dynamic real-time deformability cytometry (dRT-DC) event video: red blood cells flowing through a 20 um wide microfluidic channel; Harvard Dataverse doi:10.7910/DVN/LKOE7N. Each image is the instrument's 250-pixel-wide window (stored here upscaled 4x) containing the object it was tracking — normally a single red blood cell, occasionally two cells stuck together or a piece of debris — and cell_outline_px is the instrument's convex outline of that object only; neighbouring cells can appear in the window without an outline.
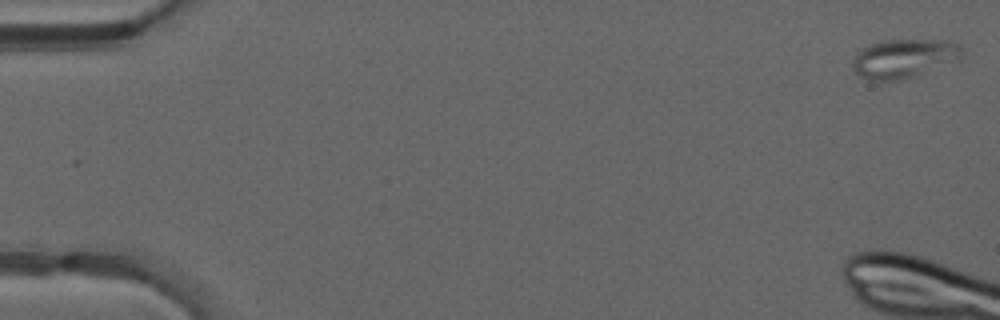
{"species": "common noctule bat (a hibernating species)", "species_latin": "Nyctalus noctula", "temperature_condition": "warm", "stored_images_in_passage": 9, "camera_frame_rate_fps": 3000, "um_per_image_px": 0.085, "animal": {"sex": "male", "forearm_length_mm": 52.5}, "frame": {"image": 1, "passage_image": 1, "time_ms": 0.0, "image_size_px": [1000, 320], "cell_outline_px": [[960, 60], [912, 76], [896, 80], [868, 80], [860, 76], [856, 72], [852, 64], [856, 52], [880, 40], [948, 40], [956, 44], [960, 48]], "centroid_in_image_um": [76.8, 4.96], "position_along_channel_um": 8.2, "area_um2": 24.33}}